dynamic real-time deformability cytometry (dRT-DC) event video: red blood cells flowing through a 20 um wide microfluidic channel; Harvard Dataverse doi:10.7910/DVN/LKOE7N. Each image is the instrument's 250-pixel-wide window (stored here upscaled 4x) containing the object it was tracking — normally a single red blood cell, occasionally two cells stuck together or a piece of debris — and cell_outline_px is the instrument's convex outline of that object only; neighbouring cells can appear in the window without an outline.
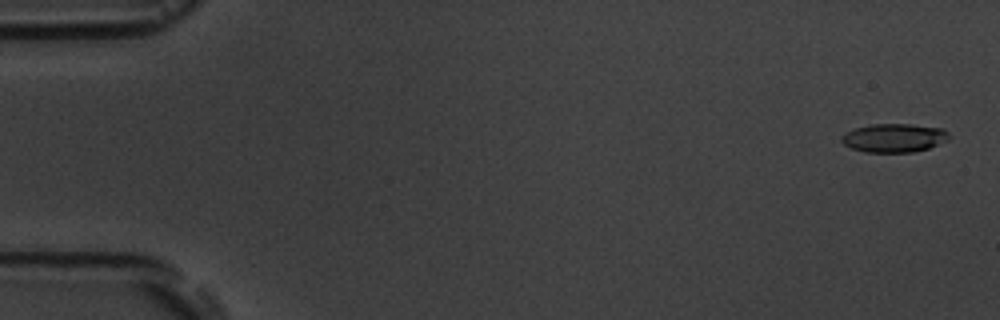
{"species": "common noctule bat (a hibernating species)", "species_latin": "Nyctalus noctula", "temperature_condition": "room temperature", "stored_images_in_passage": 6, "camera_frame_rate_fps": 3000, "um_per_image_px": 0.085, "animal": {"sex": "male", "body_mass_g": 19.5, "forearm_length_mm": 54.6}, "frame": {"image": 1, "passage_image": 1, "time_ms": 0.0, "image_size_px": [1000, 320], "cell_outline_px": [[948, 140], [928, 148], [912, 152], [864, 152], [852, 148], [844, 144], [840, 140], [840, 136], [856, 128], [872, 124], [908, 124], [944, 128], [948, 132]], "centroid_in_image_um": [75.99, 11.72], "position_along_channel_um": 9.0, "area_um2": 17.8}}
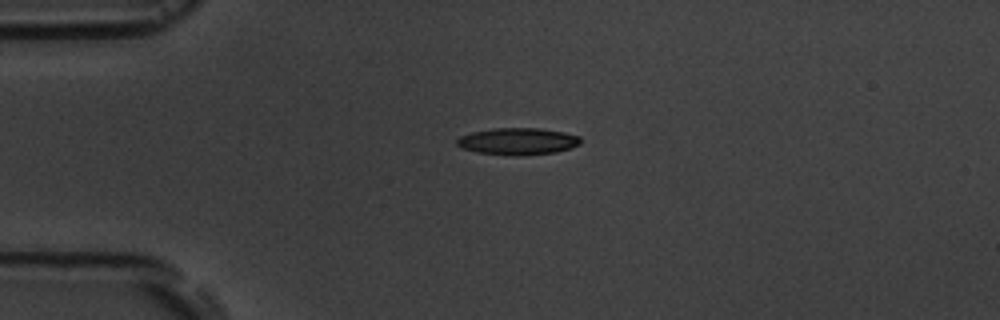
{"frame": {"image": 2, "passage_image": 4, "time_ms": 4.0, "image_size_px": [1000, 320], "cell_outline_px": [[580, 144], [572, 148], [556, 152], [516, 156], [512, 156], [476, 152], [460, 148], [456, 144], [456, 140], [460, 136], [472, 132], [496, 128], [540, 128], [564, 132], [580, 136]], "centroid_in_image_um": [44.01, 12.02], "position_along_channel_um": 41.0, "area_um2": 19.54}}
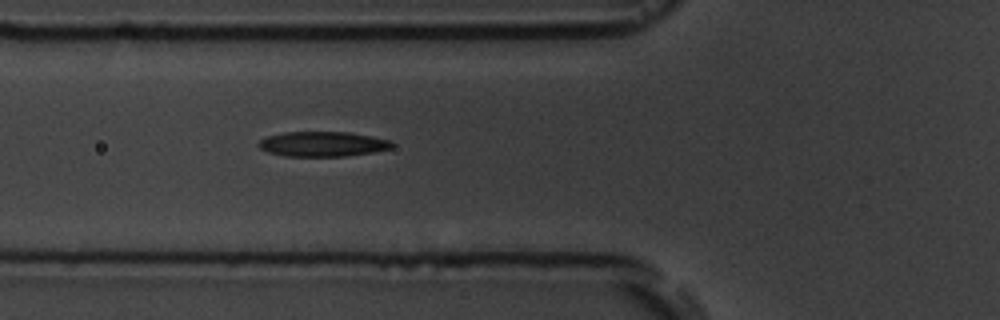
{"frame": {"image": 3, "passage_image": 6, "time_ms": 6.333, "image_size_px": [1000, 320], "cell_outline_px": [[392, 148], [376, 152], [348, 156], [284, 156], [268, 152], [260, 148], [256, 144], [260, 140], [268, 136], [284, 132], [348, 132], [392, 140]], "centroid_in_image_um": [27.44, 12.25], "position_along_channel_um": 98.4, "area_um2": 19.48}}